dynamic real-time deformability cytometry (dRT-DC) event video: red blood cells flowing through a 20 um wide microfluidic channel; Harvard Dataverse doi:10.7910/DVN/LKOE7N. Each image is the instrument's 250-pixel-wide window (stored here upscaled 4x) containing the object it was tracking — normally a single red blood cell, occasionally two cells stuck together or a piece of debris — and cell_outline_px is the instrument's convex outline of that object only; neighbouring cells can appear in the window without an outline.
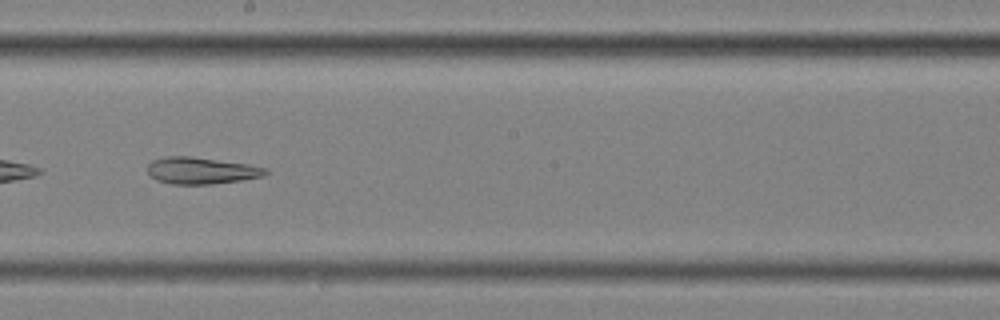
{"species": "common noctule bat (a hibernating species)", "species_latin": "Nyctalus noctula", "temperature_condition": "cold", "stored_images_in_passage": 39, "camera_frame_rate_fps": 3000, "um_per_image_px": 0.085, "animal": {"sex": "female", "body_mass_g": 25.1}, "frame": {"image": 1, "passage_image": 17, "time_ms": 5.333, "image_size_px": [1000, 320], "cell_outline_px": [[268, 172], [264, 176], [240, 180], [212, 184], [172, 184], [156, 180], [148, 172], [148, 164], [152, 160], [168, 156], [188, 156], [248, 164], [268, 168]], "centroid_in_image_um": [17.11, 14.5], "position_along_channel_um": 231.1, "area_um2": 18.26}, "authors_computed_cell_mechanics": {"area_um2": 19.8254, "velocity_mm_per_s": 3.5302, "shape_relaxation_time_tau1_ms": null, "shape_relaxation_time_tau2_ms": 4.4321, "deformation_change_tau1": null, "deformation_change_tau2": 0.1401}}